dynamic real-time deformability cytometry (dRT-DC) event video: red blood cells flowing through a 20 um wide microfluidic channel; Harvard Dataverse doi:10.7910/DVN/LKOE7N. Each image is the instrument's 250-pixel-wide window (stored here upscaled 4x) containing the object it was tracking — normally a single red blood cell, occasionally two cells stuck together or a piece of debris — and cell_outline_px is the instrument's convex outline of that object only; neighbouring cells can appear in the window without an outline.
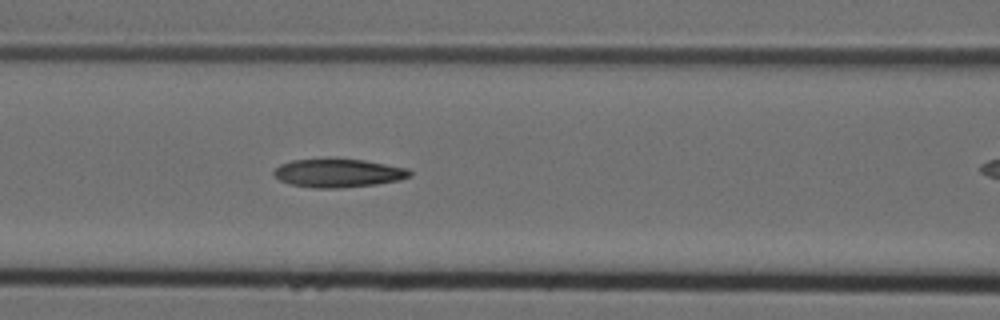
{"species": "Egyptian fruit bat (a non-hibernating species)", "species_latin": "Rousettus aegyptiacus", "temperature_condition": "cold", "stored_images_in_passage": 7, "segment_of_instrument_passage": [1, 2], "camera_frame_rate_fps": 3000, "um_per_image_px": 0.085, "animal": {"sex": "female"}, "frame": {"image": 1, "passage_image": 6, "time_ms": 1.667, "image_size_px": [1000, 320], "cell_outline_px": [[412, 176], [400, 180], [376, 184], [340, 188], [312, 188], [288, 184], [280, 180], [272, 172], [280, 164], [292, 160], [364, 160], [408, 168], [412, 172]], "centroid_in_image_um": [28.77, 14.73], "position_along_channel_um": 137.8, "area_um2": 22.31}}